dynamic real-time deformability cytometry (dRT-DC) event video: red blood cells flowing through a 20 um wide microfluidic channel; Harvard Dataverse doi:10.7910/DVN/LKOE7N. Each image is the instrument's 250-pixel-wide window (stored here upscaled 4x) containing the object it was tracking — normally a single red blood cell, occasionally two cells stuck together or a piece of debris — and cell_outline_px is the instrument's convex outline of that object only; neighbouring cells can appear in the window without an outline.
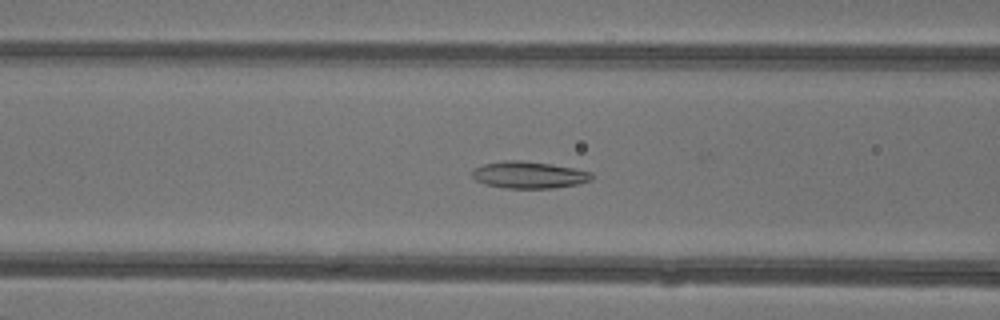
{"species": "common noctule bat (a hibernating species)", "species_latin": "Nyctalus noctula", "temperature_condition": "warm", "stored_images_in_passage": 39, "camera_frame_rate_fps": 3000, "um_per_image_px": 0.085, "animal": {"sex": "female"}, "frame": {"image": 1, "passage_image": 11, "time_ms": 3.333, "image_size_px": [1000, 320], "cell_outline_px": [[592, 180], [576, 184], [552, 188], [504, 188], [484, 184], [476, 180], [472, 176], [472, 168], [484, 164], [504, 160], [520, 160], [548, 164], [572, 168], [592, 172]], "centroid_in_image_um": [44.91, 14.87], "position_along_channel_um": 121.7, "area_um2": 18.61}}
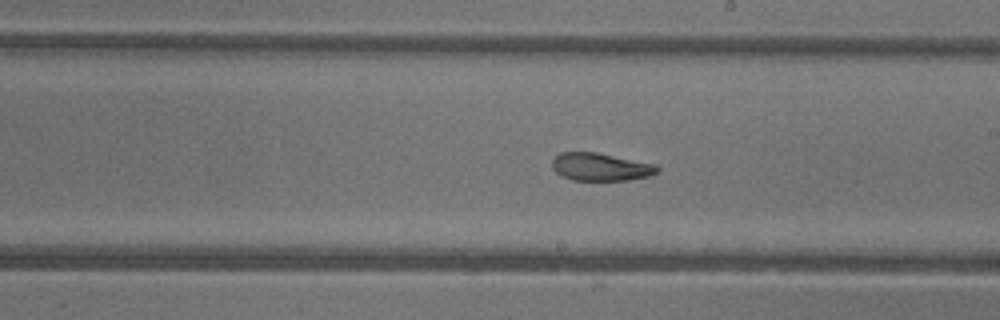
{"frame": {"image": 2, "passage_image": 19, "time_ms": 6.0, "image_size_px": [1000, 320], "cell_outline_px": [[660, 172], [648, 176], [628, 180], [572, 180], [556, 172], [552, 168], [552, 160], [560, 152], [596, 152], [656, 164], [660, 168]], "centroid_in_image_um": [51.08, 14.18], "position_along_channel_um": 237.9, "area_um2": 17.05}}
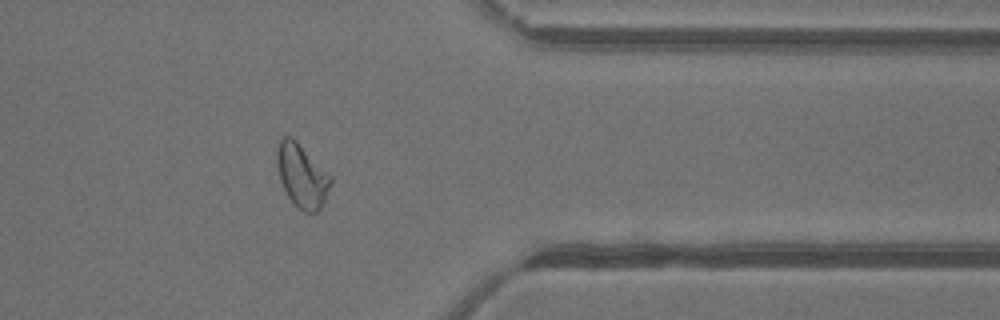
{"frame": {"image": 3, "passage_image": 30, "time_ms": 9.667, "image_size_px": [1000, 320], "cell_outline_px": [[332, 180], [324, 204], [316, 212], [304, 212], [288, 196], [280, 180], [276, 160], [276, 156], [280, 136], [292, 136], [332, 176]], "centroid_in_image_um": [25.67, 14.9], "position_along_channel_um": 385.7, "area_um2": 19.77}, "authors_computed_cell_mechanics": {"area_um2": 19.2474, "velocity_mm_per_s": 4.3574, "shape_relaxation_time_tau1_ms": null, "shape_relaxation_time_tau2_ms": 3.0463, "deformation_change_tau1": null, "deformation_change_tau2": 0.097}}